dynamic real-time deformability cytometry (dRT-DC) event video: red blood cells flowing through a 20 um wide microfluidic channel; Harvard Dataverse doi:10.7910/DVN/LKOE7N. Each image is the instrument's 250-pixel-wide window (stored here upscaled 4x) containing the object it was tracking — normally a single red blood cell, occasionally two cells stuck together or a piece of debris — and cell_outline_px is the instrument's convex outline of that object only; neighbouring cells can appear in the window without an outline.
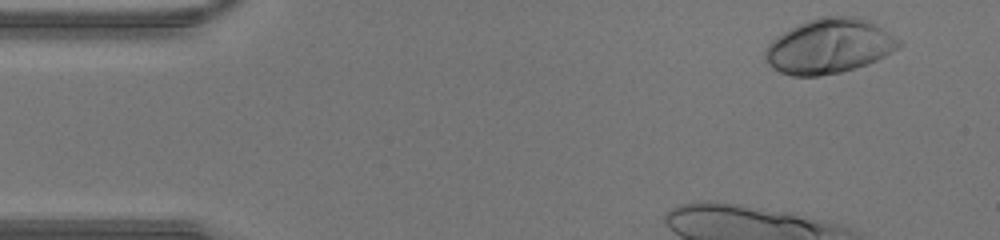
{"species": "human", "species_latin": "Homo sapiens", "temperature_condition": "warm", "stored_images_in_passage": 11, "camera_frame_rate_fps": 3000, "um_per_image_px": 0.085, "donor": {"sex": "male"}, "frame": {"image": 1, "passage_image": 2, "time_ms": 0.333, "image_size_px": [1000, 240], "cell_outline_px": [[904, 44], [892, 52], [868, 64], [840, 72], [820, 76], [792, 76], [780, 72], [768, 64], [764, 60], [764, 52], [768, 44], [776, 36], [808, 20], [820, 16], [860, 16], [880, 24], [900, 40]], "centroid_in_image_um": [70.52, 3.91], "position_along_channel_um": 14.5, "area_um2": 43.06}}